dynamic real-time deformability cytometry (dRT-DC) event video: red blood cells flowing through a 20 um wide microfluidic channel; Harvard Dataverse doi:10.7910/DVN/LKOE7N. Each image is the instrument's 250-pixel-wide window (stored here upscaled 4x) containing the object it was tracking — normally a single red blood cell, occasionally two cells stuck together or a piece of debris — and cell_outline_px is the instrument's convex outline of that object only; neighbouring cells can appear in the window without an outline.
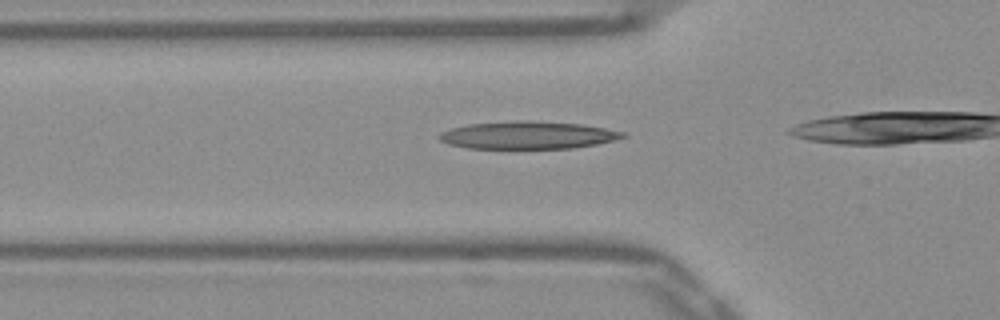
{"species": "Egyptian fruit bat (a non-hibernating species)", "species_latin": "Rousettus aegyptiacus", "temperature_condition": "warm", "stored_images_in_passage": 10, "camera_frame_rate_fps": 3000, "um_per_image_px": 0.085, "frame": {"image": 1, "passage_image": 2, "time_ms": 0.333, "image_size_px": [1000, 320], "cell_outline_px": [[628, 136], [616, 140], [596, 144], [572, 148], [464, 148], [448, 144], [440, 140], [440, 132], [452, 128], [468, 124], [520, 120], [524, 120], [580, 124], [604, 128], [624, 132]], "centroid_in_image_um": [44.87, 11.49], "position_along_channel_um": 80.9, "area_um2": 29.36}}
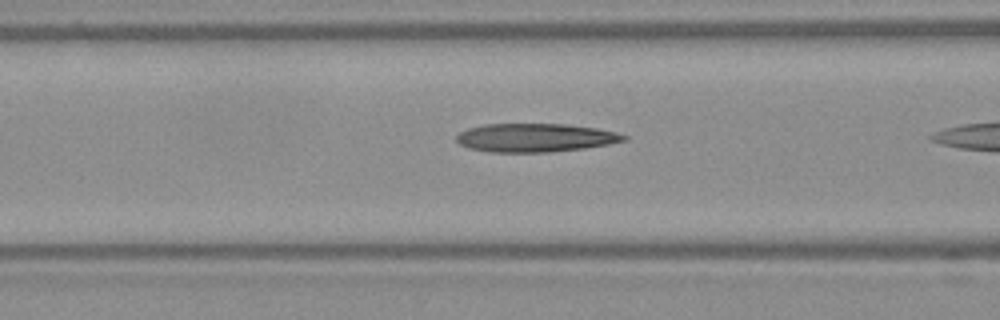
{"frame": {"image": 2, "passage_image": 5, "time_ms": 1.333, "image_size_px": [1000, 320], "cell_outline_px": [[628, 140], [608, 144], [584, 148], [548, 152], [492, 152], [468, 148], [460, 144], [456, 140], [456, 136], [460, 132], [468, 128], [484, 124], [564, 124], [596, 128], [616, 132], [628, 136]], "centroid_in_image_um": [45.49, 11.7], "position_along_channel_um": 121.1, "area_um2": 27.74}}
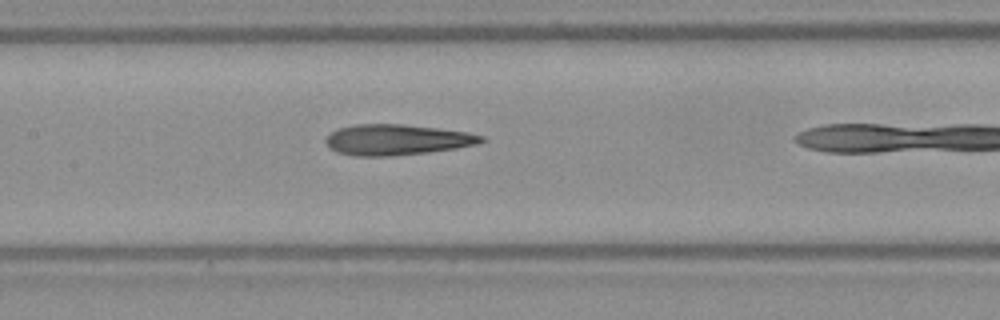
{"frame": {"image": 3, "passage_image": 9, "time_ms": 2.667, "image_size_px": [1000, 320], "cell_outline_px": [[488, 140], [476, 144], [456, 148], [428, 152], [388, 156], [356, 156], [336, 152], [324, 140], [332, 132], [340, 128], [356, 124], [404, 124], [468, 132], [484, 136]], "centroid_in_image_um": [33.77, 11.87], "position_along_channel_um": 173.6, "area_um2": 27.63}}